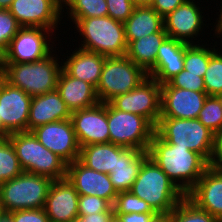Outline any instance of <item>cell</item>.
Instances as JSON below:
<instances>
[{
	"label": "cell",
	"instance_id": "obj_13",
	"mask_svg": "<svg viewBox=\"0 0 222 222\" xmlns=\"http://www.w3.org/2000/svg\"><path fill=\"white\" fill-rule=\"evenodd\" d=\"M8 10L22 27H43L54 33L65 12L62 0H13Z\"/></svg>",
	"mask_w": 222,
	"mask_h": 222
},
{
	"label": "cell",
	"instance_id": "obj_30",
	"mask_svg": "<svg viewBox=\"0 0 222 222\" xmlns=\"http://www.w3.org/2000/svg\"><path fill=\"white\" fill-rule=\"evenodd\" d=\"M68 9L69 18H90L108 16L106 0H62Z\"/></svg>",
	"mask_w": 222,
	"mask_h": 222
},
{
	"label": "cell",
	"instance_id": "obj_7",
	"mask_svg": "<svg viewBox=\"0 0 222 222\" xmlns=\"http://www.w3.org/2000/svg\"><path fill=\"white\" fill-rule=\"evenodd\" d=\"M47 176L22 172L0 185V200L4 212L44 208L52 183Z\"/></svg>",
	"mask_w": 222,
	"mask_h": 222
},
{
	"label": "cell",
	"instance_id": "obj_53",
	"mask_svg": "<svg viewBox=\"0 0 222 222\" xmlns=\"http://www.w3.org/2000/svg\"><path fill=\"white\" fill-rule=\"evenodd\" d=\"M4 212L3 210V207H2V203H1V200H0V215Z\"/></svg>",
	"mask_w": 222,
	"mask_h": 222
},
{
	"label": "cell",
	"instance_id": "obj_51",
	"mask_svg": "<svg viewBox=\"0 0 222 222\" xmlns=\"http://www.w3.org/2000/svg\"><path fill=\"white\" fill-rule=\"evenodd\" d=\"M4 81H5V72L4 69H0V87Z\"/></svg>",
	"mask_w": 222,
	"mask_h": 222
},
{
	"label": "cell",
	"instance_id": "obj_11",
	"mask_svg": "<svg viewBox=\"0 0 222 222\" xmlns=\"http://www.w3.org/2000/svg\"><path fill=\"white\" fill-rule=\"evenodd\" d=\"M52 35V30L43 27H21L5 51V63H31L47 57L55 44L49 40Z\"/></svg>",
	"mask_w": 222,
	"mask_h": 222
},
{
	"label": "cell",
	"instance_id": "obj_35",
	"mask_svg": "<svg viewBox=\"0 0 222 222\" xmlns=\"http://www.w3.org/2000/svg\"><path fill=\"white\" fill-rule=\"evenodd\" d=\"M114 214L156 213L151 206L131 191L118 192L113 204Z\"/></svg>",
	"mask_w": 222,
	"mask_h": 222
},
{
	"label": "cell",
	"instance_id": "obj_26",
	"mask_svg": "<svg viewBox=\"0 0 222 222\" xmlns=\"http://www.w3.org/2000/svg\"><path fill=\"white\" fill-rule=\"evenodd\" d=\"M125 38L132 41L159 32L164 27L163 17L151 6H135L132 15L124 22Z\"/></svg>",
	"mask_w": 222,
	"mask_h": 222
},
{
	"label": "cell",
	"instance_id": "obj_28",
	"mask_svg": "<svg viewBox=\"0 0 222 222\" xmlns=\"http://www.w3.org/2000/svg\"><path fill=\"white\" fill-rule=\"evenodd\" d=\"M78 160L89 169L110 174L117 165V145L98 143L80 147Z\"/></svg>",
	"mask_w": 222,
	"mask_h": 222
},
{
	"label": "cell",
	"instance_id": "obj_3",
	"mask_svg": "<svg viewBox=\"0 0 222 222\" xmlns=\"http://www.w3.org/2000/svg\"><path fill=\"white\" fill-rule=\"evenodd\" d=\"M130 191L156 213H170L186 196L149 156L143 161Z\"/></svg>",
	"mask_w": 222,
	"mask_h": 222
},
{
	"label": "cell",
	"instance_id": "obj_33",
	"mask_svg": "<svg viewBox=\"0 0 222 222\" xmlns=\"http://www.w3.org/2000/svg\"><path fill=\"white\" fill-rule=\"evenodd\" d=\"M198 120L216 136L222 134V97L207 96Z\"/></svg>",
	"mask_w": 222,
	"mask_h": 222
},
{
	"label": "cell",
	"instance_id": "obj_34",
	"mask_svg": "<svg viewBox=\"0 0 222 222\" xmlns=\"http://www.w3.org/2000/svg\"><path fill=\"white\" fill-rule=\"evenodd\" d=\"M217 50L210 56L204 74V84L208 96H222V51Z\"/></svg>",
	"mask_w": 222,
	"mask_h": 222
},
{
	"label": "cell",
	"instance_id": "obj_2",
	"mask_svg": "<svg viewBox=\"0 0 222 222\" xmlns=\"http://www.w3.org/2000/svg\"><path fill=\"white\" fill-rule=\"evenodd\" d=\"M79 35L83 37L80 48L106 57L126 56L127 41L124 23L104 17L70 18Z\"/></svg>",
	"mask_w": 222,
	"mask_h": 222
},
{
	"label": "cell",
	"instance_id": "obj_39",
	"mask_svg": "<svg viewBox=\"0 0 222 222\" xmlns=\"http://www.w3.org/2000/svg\"><path fill=\"white\" fill-rule=\"evenodd\" d=\"M108 16L116 21L124 23L135 8L133 0H106Z\"/></svg>",
	"mask_w": 222,
	"mask_h": 222
},
{
	"label": "cell",
	"instance_id": "obj_27",
	"mask_svg": "<svg viewBox=\"0 0 222 222\" xmlns=\"http://www.w3.org/2000/svg\"><path fill=\"white\" fill-rule=\"evenodd\" d=\"M167 37L163 27L159 32L134 40L128 45L126 56L148 73L155 66L159 47Z\"/></svg>",
	"mask_w": 222,
	"mask_h": 222
},
{
	"label": "cell",
	"instance_id": "obj_17",
	"mask_svg": "<svg viewBox=\"0 0 222 222\" xmlns=\"http://www.w3.org/2000/svg\"><path fill=\"white\" fill-rule=\"evenodd\" d=\"M207 96L206 92L162 84L160 118L197 119Z\"/></svg>",
	"mask_w": 222,
	"mask_h": 222
},
{
	"label": "cell",
	"instance_id": "obj_31",
	"mask_svg": "<svg viewBox=\"0 0 222 222\" xmlns=\"http://www.w3.org/2000/svg\"><path fill=\"white\" fill-rule=\"evenodd\" d=\"M23 172L18 157L7 136H0V185Z\"/></svg>",
	"mask_w": 222,
	"mask_h": 222
},
{
	"label": "cell",
	"instance_id": "obj_38",
	"mask_svg": "<svg viewBox=\"0 0 222 222\" xmlns=\"http://www.w3.org/2000/svg\"><path fill=\"white\" fill-rule=\"evenodd\" d=\"M172 87L187 89L197 92H206L204 79L201 74H193L182 70L168 82Z\"/></svg>",
	"mask_w": 222,
	"mask_h": 222
},
{
	"label": "cell",
	"instance_id": "obj_19",
	"mask_svg": "<svg viewBox=\"0 0 222 222\" xmlns=\"http://www.w3.org/2000/svg\"><path fill=\"white\" fill-rule=\"evenodd\" d=\"M79 194L67 178L53 180L44 210L50 222H70L78 214Z\"/></svg>",
	"mask_w": 222,
	"mask_h": 222
},
{
	"label": "cell",
	"instance_id": "obj_41",
	"mask_svg": "<svg viewBox=\"0 0 222 222\" xmlns=\"http://www.w3.org/2000/svg\"><path fill=\"white\" fill-rule=\"evenodd\" d=\"M186 0H153L150 6L163 18Z\"/></svg>",
	"mask_w": 222,
	"mask_h": 222
},
{
	"label": "cell",
	"instance_id": "obj_29",
	"mask_svg": "<svg viewBox=\"0 0 222 222\" xmlns=\"http://www.w3.org/2000/svg\"><path fill=\"white\" fill-rule=\"evenodd\" d=\"M214 45L212 46L213 48H209L207 43L201 46L200 44H187L184 55V70L193 74H201V77H204L210 56L217 50L215 49L217 44L214 43Z\"/></svg>",
	"mask_w": 222,
	"mask_h": 222
},
{
	"label": "cell",
	"instance_id": "obj_47",
	"mask_svg": "<svg viewBox=\"0 0 222 222\" xmlns=\"http://www.w3.org/2000/svg\"><path fill=\"white\" fill-rule=\"evenodd\" d=\"M0 222H13L11 212H3L0 215Z\"/></svg>",
	"mask_w": 222,
	"mask_h": 222
},
{
	"label": "cell",
	"instance_id": "obj_45",
	"mask_svg": "<svg viewBox=\"0 0 222 222\" xmlns=\"http://www.w3.org/2000/svg\"><path fill=\"white\" fill-rule=\"evenodd\" d=\"M149 222H170V213H156Z\"/></svg>",
	"mask_w": 222,
	"mask_h": 222
},
{
	"label": "cell",
	"instance_id": "obj_22",
	"mask_svg": "<svg viewBox=\"0 0 222 222\" xmlns=\"http://www.w3.org/2000/svg\"><path fill=\"white\" fill-rule=\"evenodd\" d=\"M186 43L167 37L159 47L155 66L147 73L160 85L168 83L184 69Z\"/></svg>",
	"mask_w": 222,
	"mask_h": 222
},
{
	"label": "cell",
	"instance_id": "obj_12",
	"mask_svg": "<svg viewBox=\"0 0 222 222\" xmlns=\"http://www.w3.org/2000/svg\"><path fill=\"white\" fill-rule=\"evenodd\" d=\"M32 97L4 81L0 87V136L28 131Z\"/></svg>",
	"mask_w": 222,
	"mask_h": 222
},
{
	"label": "cell",
	"instance_id": "obj_42",
	"mask_svg": "<svg viewBox=\"0 0 222 222\" xmlns=\"http://www.w3.org/2000/svg\"><path fill=\"white\" fill-rule=\"evenodd\" d=\"M114 211H104L101 213L90 214L86 216H77L70 222H108Z\"/></svg>",
	"mask_w": 222,
	"mask_h": 222
},
{
	"label": "cell",
	"instance_id": "obj_46",
	"mask_svg": "<svg viewBox=\"0 0 222 222\" xmlns=\"http://www.w3.org/2000/svg\"><path fill=\"white\" fill-rule=\"evenodd\" d=\"M220 3L222 4V1ZM220 7H221V9H219L220 15H218L219 17L216 20L217 23H215L216 24L215 28L212 29V30L215 29L214 34L216 36L214 35V37H217V38H218V35L222 33V5Z\"/></svg>",
	"mask_w": 222,
	"mask_h": 222
},
{
	"label": "cell",
	"instance_id": "obj_24",
	"mask_svg": "<svg viewBox=\"0 0 222 222\" xmlns=\"http://www.w3.org/2000/svg\"><path fill=\"white\" fill-rule=\"evenodd\" d=\"M148 151L117 145V165L109 174L117 192L130 191Z\"/></svg>",
	"mask_w": 222,
	"mask_h": 222
},
{
	"label": "cell",
	"instance_id": "obj_6",
	"mask_svg": "<svg viewBox=\"0 0 222 222\" xmlns=\"http://www.w3.org/2000/svg\"><path fill=\"white\" fill-rule=\"evenodd\" d=\"M23 172L47 176L52 180L66 178L67 163L44 147L32 132L8 134Z\"/></svg>",
	"mask_w": 222,
	"mask_h": 222
},
{
	"label": "cell",
	"instance_id": "obj_23",
	"mask_svg": "<svg viewBox=\"0 0 222 222\" xmlns=\"http://www.w3.org/2000/svg\"><path fill=\"white\" fill-rule=\"evenodd\" d=\"M56 90L71 113L99 103L92 84L68 75L63 69L59 73Z\"/></svg>",
	"mask_w": 222,
	"mask_h": 222
},
{
	"label": "cell",
	"instance_id": "obj_4",
	"mask_svg": "<svg viewBox=\"0 0 222 222\" xmlns=\"http://www.w3.org/2000/svg\"><path fill=\"white\" fill-rule=\"evenodd\" d=\"M155 134L168 144L188 148L209 164L215 150L216 135L197 119L159 118Z\"/></svg>",
	"mask_w": 222,
	"mask_h": 222
},
{
	"label": "cell",
	"instance_id": "obj_15",
	"mask_svg": "<svg viewBox=\"0 0 222 222\" xmlns=\"http://www.w3.org/2000/svg\"><path fill=\"white\" fill-rule=\"evenodd\" d=\"M194 0H186L163 18L164 30L168 37L186 44H200L196 37L202 35L204 22L202 11ZM196 39V41L194 40ZM193 40V41H192Z\"/></svg>",
	"mask_w": 222,
	"mask_h": 222
},
{
	"label": "cell",
	"instance_id": "obj_49",
	"mask_svg": "<svg viewBox=\"0 0 222 222\" xmlns=\"http://www.w3.org/2000/svg\"><path fill=\"white\" fill-rule=\"evenodd\" d=\"M152 1L153 0H133L136 6H143V5L150 6Z\"/></svg>",
	"mask_w": 222,
	"mask_h": 222
},
{
	"label": "cell",
	"instance_id": "obj_50",
	"mask_svg": "<svg viewBox=\"0 0 222 222\" xmlns=\"http://www.w3.org/2000/svg\"><path fill=\"white\" fill-rule=\"evenodd\" d=\"M5 67V51L0 47V69Z\"/></svg>",
	"mask_w": 222,
	"mask_h": 222
},
{
	"label": "cell",
	"instance_id": "obj_9",
	"mask_svg": "<svg viewBox=\"0 0 222 222\" xmlns=\"http://www.w3.org/2000/svg\"><path fill=\"white\" fill-rule=\"evenodd\" d=\"M110 143L148 151L155 126L145 117L120 111L107 102Z\"/></svg>",
	"mask_w": 222,
	"mask_h": 222
},
{
	"label": "cell",
	"instance_id": "obj_16",
	"mask_svg": "<svg viewBox=\"0 0 222 222\" xmlns=\"http://www.w3.org/2000/svg\"><path fill=\"white\" fill-rule=\"evenodd\" d=\"M71 121L80 147L90 144L110 143L107 122V103L71 113Z\"/></svg>",
	"mask_w": 222,
	"mask_h": 222
},
{
	"label": "cell",
	"instance_id": "obj_25",
	"mask_svg": "<svg viewBox=\"0 0 222 222\" xmlns=\"http://www.w3.org/2000/svg\"><path fill=\"white\" fill-rule=\"evenodd\" d=\"M70 52L62 69L70 76L83 80L97 87L106 56L96 52L77 48Z\"/></svg>",
	"mask_w": 222,
	"mask_h": 222
},
{
	"label": "cell",
	"instance_id": "obj_32",
	"mask_svg": "<svg viewBox=\"0 0 222 222\" xmlns=\"http://www.w3.org/2000/svg\"><path fill=\"white\" fill-rule=\"evenodd\" d=\"M170 222H221L207 211L199 209L186 196L170 212Z\"/></svg>",
	"mask_w": 222,
	"mask_h": 222
},
{
	"label": "cell",
	"instance_id": "obj_43",
	"mask_svg": "<svg viewBox=\"0 0 222 222\" xmlns=\"http://www.w3.org/2000/svg\"><path fill=\"white\" fill-rule=\"evenodd\" d=\"M156 213H127L115 214L122 222H149Z\"/></svg>",
	"mask_w": 222,
	"mask_h": 222
},
{
	"label": "cell",
	"instance_id": "obj_48",
	"mask_svg": "<svg viewBox=\"0 0 222 222\" xmlns=\"http://www.w3.org/2000/svg\"><path fill=\"white\" fill-rule=\"evenodd\" d=\"M13 0H0V9H9Z\"/></svg>",
	"mask_w": 222,
	"mask_h": 222
},
{
	"label": "cell",
	"instance_id": "obj_37",
	"mask_svg": "<svg viewBox=\"0 0 222 222\" xmlns=\"http://www.w3.org/2000/svg\"><path fill=\"white\" fill-rule=\"evenodd\" d=\"M104 211H114L113 206L107 200L93 195H79V216H86Z\"/></svg>",
	"mask_w": 222,
	"mask_h": 222
},
{
	"label": "cell",
	"instance_id": "obj_18",
	"mask_svg": "<svg viewBox=\"0 0 222 222\" xmlns=\"http://www.w3.org/2000/svg\"><path fill=\"white\" fill-rule=\"evenodd\" d=\"M66 178L79 195L97 196L113 206L118 192L113 187L109 174L89 169L75 160L67 164Z\"/></svg>",
	"mask_w": 222,
	"mask_h": 222
},
{
	"label": "cell",
	"instance_id": "obj_52",
	"mask_svg": "<svg viewBox=\"0 0 222 222\" xmlns=\"http://www.w3.org/2000/svg\"><path fill=\"white\" fill-rule=\"evenodd\" d=\"M108 222H122V221L117 215L113 214Z\"/></svg>",
	"mask_w": 222,
	"mask_h": 222
},
{
	"label": "cell",
	"instance_id": "obj_36",
	"mask_svg": "<svg viewBox=\"0 0 222 222\" xmlns=\"http://www.w3.org/2000/svg\"><path fill=\"white\" fill-rule=\"evenodd\" d=\"M22 26L7 9H0V47L6 51Z\"/></svg>",
	"mask_w": 222,
	"mask_h": 222
},
{
	"label": "cell",
	"instance_id": "obj_14",
	"mask_svg": "<svg viewBox=\"0 0 222 222\" xmlns=\"http://www.w3.org/2000/svg\"><path fill=\"white\" fill-rule=\"evenodd\" d=\"M31 132L44 147L67 164L79 159L80 146L71 119L47 123Z\"/></svg>",
	"mask_w": 222,
	"mask_h": 222
},
{
	"label": "cell",
	"instance_id": "obj_21",
	"mask_svg": "<svg viewBox=\"0 0 222 222\" xmlns=\"http://www.w3.org/2000/svg\"><path fill=\"white\" fill-rule=\"evenodd\" d=\"M71 119V111L55 89L34 96L30 103L28 131L47 123Z\"/></svg>",
	"mask_w": 222,
	"mask_h": 222
},
{
	"label": "cell",
	"instance_id": "obj_40",
	"mask_svg": "<svg viewBox=\"0 0 222 222\" xmlns=\"http://www.w3.org/2000/svg\"><path fill=\"white\" fill-rule=\"evenodd\" d=\"M11 216L13 222H50L44 208L16 210Z\"/></svg>",
	"mask_w": 222,
	"mask_h": 222
},
{
	"label": "cell",
	"instance_id": "obj_10",
	"mask_svg": "<svg viewBox=\"0 0 222 222\" xmlns=\"http://www.w3.org/2000/svg\"><path fill=\"white\" fill-rule=\"evenodd\" d=\"M109 103L120 111L143 116L156 126L161 116V85L147 76L136 88L115 96Z\"/></svg>",
	"mask_w": 222,
	"mask_h": 222
},
{
	"label": "cell",
	"instance_id": "obj_44",
	"mask_svg": "<svg viewBox=\"0 0 222 222\" xmlns=\"http://www.w3.org/2000/svg\"><path fill=\"white\" fill-rule=\"evenodd\" d=\"M210 166L222 171V134L216 136L215 150Z\"/></svg>",
	"mask_w": 222,
	"mask_h": 222
},
{
	"label": "cell",
	"instance_id": "obj_1",
	"mask_svg": "<svg viewBox=\"0 0 222 222\" xmlns=\"http://www.w3.org/2000/svg\"><path fill=\"white\" fill-rule=\"evenodd\" d=\"M148 155L185 195L210 166L200 154L188 148L168 144L156 134L150 142Z\"/></svg>",
	"mask_w": 222,
	"mask_h": 222
},
{
	"label": "cell",
	"instance_id": "obj_5",
	"mask_svg": "<svg viewBox=\"0 0 222 222\" xmlns=\"http://www.w3.org/2000/svg\"><path fill=\"white\" fill-rule=\"evenodd\" d=\"M53 52L31 63H5V81L31 97L55 90L62 62Z\"/></svg>",
	"mask_w": 222,
	"mask_h": 222
},
{
	"label": "cell",
	"instance_id": "obj_20",
	"mask_svg": "<svg viewBox=\"0 0 222 222\" xmlns=\"http://www.w3.org/2000/svg\"><path fill=\"white\" fill-rule=\"evenodd\" d=\"M199 209L222 219V171L209 166L186 195Z\"/></svg>",
	"mask_w": 222,
	"mask_h": 222
},
{
	"label": "cell",
	"instance_id": "obj_8",
	"mask_svg": "<svg viewBox=\"0 0 222 222\" xmlns=\"http://www.w3.org/2000/svg\"><path fill=\"white\" fill-rule=\"evenodd\" d=\"M147 73L127 56L106 57L97 85L96 95L101 103L136 88Z\"/></svg>",
	"mask_w": 222,
	"mask_h": 222
}]
</instances>
